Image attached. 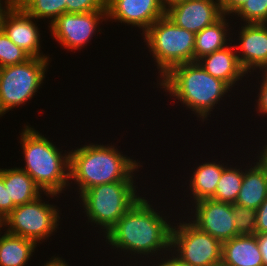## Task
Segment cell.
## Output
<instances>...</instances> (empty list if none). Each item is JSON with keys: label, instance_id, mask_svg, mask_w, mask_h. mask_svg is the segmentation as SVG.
<instances>
[{"label": "cell", "instance_id": "cell-40", "mask_svg": "<svg viewBox=\"0 0 267 266\" xmlns=\"http://www.w3.org/2000/svg\"><path fill=\"white\" fill-rule=\"evenodd\" d=\"M3 227V219L0 218V228ZM1 230V229H0Z\"/></svg>", "mask_w": 267, "mask_h": 266}, {"label": "cell", "instance_id": "cell-10", "mask_svg": "<svg viewBox=\"0 0 267 266\" xmlns=\"http://www.w3.org/2000/svg\"><path fill=\"white\" fill-rule=\"evenodd\" d=\"M106 11L64 13L50 23L53 37L67 49L78 50L88 42Z\"/></svg>", "mask_w": 267, "mask_h": 266}, {"label": "cell", "instance_id": "cell-13", "mask_svg": "<svg viewBox=\"0 0 267 266\" xmlns=\"http://www.w3.org/2000/svg\"><path fill=\"white\" fill-rule=\"evenodd\" d=\"M166 15L160 0H106V18L143 28V34Z\"/></svg>", "mask_w": 267, "mask_h": 266}, {"label": "cell", "instance_id": "cell-24", "mask_svg": "<svg viewBox=\"0 0 267 266\" xmlns=\"http://www.w3.org/2000/svg\"><path fill=\"white\" fill-rule=\"evenodd\" d=\"M18 5L36 20L50 17L51 23L66 13V0H22Z\"/></svg>", "mask_w": 267, "mask_h": 266}, {"label": "cell", "instance_id": "cell-33", "mask_svg": "<svg viewBox=\"0 0 267 266\" xmlns=\"http://www.w3.org/2000/svg\"><path fill=\"white\" fill-rule=\"evenodd\" d=\"M262 255L263 265L267 266V233L255 234Z\"/></svg>", "mask_w": 267, "mask_h": 266}, {"label": "cell", "instance_id": "cell-38", "mask_svg": "<svg viewBox=\"0 0 267 266\" xmlns=\"http://www.w3.org/2000/svg\"><path fill=\"white\" fill-rule=\"evenodd\" d=\"M183 1H185V0H160L161 4L165 10H167L171 6H173L177 3L183 2Z\"/></svg>", "mask_w": 267, "mask_h": 266}, {"label": "cell", "instance_id": "cell-35", "mask_svg": "<svg viewBox=\"0 0 267 266\" xmlns=\"http://www.w3.org/2000/svg\"><path fill=\"white\" fill-rule=\"evenodd\" d=\"M44 266H69V265L61 258L53 257L52 260L44 264Z\"/></svg>", "mask_w": 267, "mask_h": 266}, {"label": "cell", "instance_id": "cell-19", "mask_svg": "<svg viewBox=\"0 0 267 266\" xmlns=\"http://www.w3.org/2000/svg\"><path fill=\"white\" fill-rule=\"evenodd\" d=\"M3 181L15 206L35 200L42 191L31 176L20 168L3 169Z\"/></svg>", "mask_w": 267, "mask_h": 266}, {"label": "cell", "instance_id": "cell-28", "mask_svg": "<svg viewBox=\"0 0 267 266\" xmlns=\"http://www.w3.org/2000/svg\"><path fill=\"white\" fill-rule=\"evenodd\" d=\"M106 11V0H66V13Z\"/></svg>", "mask_w": 267, "mask_h": 266}, {"label": "cell", "instance_id": "cell-8", "mask_svg": "<svg viewBox=\"0 0 267 266\" xmlns=\"http://www.w3.org/2000/svg\"><path fill=\"white\" fill-rule=\"evenodd\" d=\"M41 196L35 200L16 206L4 219L6 232L34 241L46 239L56 230L60 219L55 206L41 202Z\"/></svg>", "mask_w": 267, "mask_h": 266}, {"label": "cell", "instance_id": "cell-17", "mask_svg": "<svg viewBox=\"0 0 267 266\" xmlns=\"http://www.w3.org/2000/svg\"><path fill=\"white\" fill-rule=\"evenodd\" d=\"M221 266H264L256 235H238L222 242Z\"/></svg>", "mask_w": 267, "mask_h": 266}, {"label": "cell", "instance_id": "cell-32", "mask_svg": "<svg viewBox=\"0 0 267 266\" xmlns=\"http://www.w3.org/2000/svg\"><path fill=\"white\" fill-rule=\"evenodd\" d=\"M265 77V78H264ZM263 83L261 85V90L259 91L258 99V110L264 115H267V75L264 73Z\"/></svg>", "mask_w": 267, "mask_h": 266}, {"label": "cell", "instance_id": "cell-30", "mask_svg": "<svg viewBox=\"0 0 267 266\" xmlns=\"http://www.w3.org/2000/svg\"><path fill=\"white\" fill-rule=\"evenodd\" d=\"M267 233V198L256 210V229L255 234Z\"/></svg>", "mask_w": 267, "mask_h": 266}, {"label": "cell", "instance_id": "cell-4", "mask_svg": "<svg viewBox=\"0 0 267 266\" xmlns=\"http://www.w3.org/2000/svg\"><path fill=\"white\" fill-rule=\"evenodd\" d=\"M26 166L20 168L49 196H56L68 186L70 155L62 156L59 149L34 128L26 126L21 133ZM68 183V184H67Z\"/></svg>", "mask_w": 267, "mask_h": 266}, {"label": "cell", "instance_id": "cell-11", "mask_svg": "<svg viewBox=\"0 0 267 266\" xmlns=\"http://www.w3.org/2000/svg\"><path fill=\"white\" fill-rule=\"evenodd\" d=\"M195 203L196 219L192 222L201 231L210 234L221 242L238 236L232 204L212 199H202Z\"/></svg>", "mask_w": 267, "mask_h": 266}, {"label": "cell", "instance_id": "cell-3", "mask_svg": "<svg viewBox=\"0 0 267 266\" xmlns=\"http://www.w3.org/2000/svg\"><path fill=\"white\" fill-rule=\"evenodd\" d=\"M161 78L160 85L198 117L200 115L203 121L230 89L225 82L207 73L198 62L176 65Z\"/></svg>", "mask_w": 267, "mask_h": 266}, {"label": "cell", "instance_id": "cell-37", "mask_svg": "<svg viewBox=\"0 0 267 266\" xmlns=\"http://www.w3.org/2000/svg\"><path fill=\"white\" fill-rule=\"evenodd\" d=\"M5 2V7H2L1 0H0V23L1 20L3 19L4 14L8 11L9 8L14 4L13 0H6ZM7 10H6V9Z\"/></svg>", "mask_w": 267, "mask_h": 266}, {"label": "cell", "instance_id": "cell-23", "mask_svg": "<svg viewBox=\"0 0 267 266\" xmlns=\"http://www.w3.org/2000/svg\"><path fill=\"white\" fill-rule=\"evenodd\" d=\"M244 172L225 166L217 184L215 194L210 198L215 201L234 204L241 189Z\"/></svg>", "mask_w": 267, "mask_h": 266}, {"label": "cell", "instance_id": "cell-5", "mask_svg": "<svg viewBox=\"0 0 267 266\" xmlns=\"http://www.w3.org/2000/svg\"><path fill=\"white\" fill-rule=\"evenodd\" d=\"M144 36L161 77L176 65L194 62L195 34L177 26L166 15L156 20Z\"/></svg>", "mask_w": 267, "mask_h": 266}, {"label": "cell", "instance_id": "cell-15", "mask_svg": "<svg viewBox=\"0 0 267 266\" xmlns=\"http://www.w3.org/2000/svg\"><path fill=\"white\" fill-rule=\"evenodd\" d=\"M237 54L242 68L248 73L251 69L267 68V24H246L241 27ZM241 55V56H240ZM256 67V68H255Z\"/></svg>", "mask_w": 267, "mask_h": 266}, {"label": "cell", "instance_id": "cell-20", "mask_svg": "<svg viewBox=\"0 0 267 266\" xmlns=\"http://www.w3.org/2000/svg\"><path fill=\"white\" fill-rule=\"evenodd\" d=\"M223 14L216 22L195 34L194 62L227 46V24Z\"/></svg>", "mask_w": 267, "mask_h": 266}, {"label": "cell", "instance_id": "cell-27", "mask_svg": "<svg viewBox=\"0 0 267 266\" xmlns=\"http://www.w3.org/2000/svg\"><path fill=\"white\" fill-rule=\"evenodd\" d=\"M236 13L246 24H266L267 0H248Z\"/></svg>", "mask_w": 267, "mask_h": 266}, {"label": "cell", "instance_id": "cell-14", "mask_svg": "<svg viewBox=\"0 0 267 266\" xmlns=\"http://www.w3.org/2000/svg\"><path fill=\"white\" fill-rule=\"evenodd\" d=\"M33 19L19 5L13 4L4 14L0 28L30 57L48 58L40 53V34Z\"/></svg>", "mask_w": 267, "mask_h": 266}, {"label": "cell", "instance_id": "cell-29", "mask_svg": "<svg viewBox=\"0 0 267 266\" xmlns=\"http://www.w3.org/2000/svg\"><path fill=\"white\" fill-rule=\"evenodd\" d=\"M15 207L3 181V169H0V218L4 219Z\"/></svg>", "mask_w": 267, "mask_h": 266}, {"label": "cell", "instance_id": "cell-31", "mask_svg": "<svg viewBox=\"0 0 267 266\" xmlns=\"http://www.w3.org/2000/svg\"><path fill=\"white\" fill-rule=\"evenodd\" d=\"M248 0H220V7L222 14L229 15L235 13L244 5Z\"/></svg>", "mask_w": 267, "mask_h": 266}, {"label": "cell", "instance_id": "cell-6", "mask_svg": "<svg viewBox=\"0 0 267 266\" xmlns=\"http://www.w3.org/2000/svg\"><path fill=\"white\" fill-rule=\"evenodd\" d=\"M133 177L131 175L126 181L96 185L81 195L88 219L103 226L106 234L140 199L136 195Z\"/></svg>", "mask_w": 267, "mask_h": 266}, {"label": "cell", "instance_id": "cell-2", "mask_svg": "<svg viewBox=\"0 0 267 266\" xmlns=\"http://www.w3.org/2000/svg\"><path fill=\"white\" fill-rule=\"evenodd\" d=\"M72 151L69 179L77 182L80 196L96 185L126 181L140 166L113 146L89 144Z\"/></svg>", "mask_w": 267, "mask_h": 266}, {"label": "cell", "instance_id": "cell-22", "mask_svg": "<svg viewBox=\"0 0 267 266\" xmlns=\"http://www.w3.org/2000/svg\"><path fill=\"white\" fill-rule=\"evenodd\" d=\"M224 164L214 162L204 163L198 166L190 178V190L193 192L195 202L202 199H210L216 191L217 184L224 170Z\"/></svg>", "mask_w": 267, "mask_h": 266}, {"label": "cell", "instance_id": "cell-12", "mask_svg": "<svg viewBox=\"0 0 267 266\" xmlns=\"http://www.w3.org/2000/svg\"><path fill=\"white\" fill-rule=\"evenodd\" d=\"M220 0H185L166 10L177 26L197 34L221 16Z\"/></svg>", "mask_w": 267, "mask_h": 266}, {"label": "cell", "instance_id": "cell-36", "mask_svg": "<svg viewBox=\"0 0 267 266\" xmlns=\"http://www.w3.org/2000/svg\"><path fill=\"white\" fill-rule=\"evenodd\" d=\"M265 148L263 150H261L262 152H260V156H259V163L266 169L267 172V145L264 146Z\"/></svg>", "mask_w": 267, "mask_h": 266}, {"label": "cell", "instance_id": "cell-18", "mask_svg": "<svg viewBox=\"0 0 267 266\" xmlns=\"http://www.w3.org/2000/svg\"><path fill=\"white\" fill-rule=\"evenodd\" d=\"M267 198V172L257 161L247 171L245 170L241 189L236 199V204L258 209Z\"/></svg>", "mask_w": 267, "mask_h": 266}, {"label": "cell", "instance_id": "cell-7", "mask_svg": "<svg viewBox=\"0 0 267 266\" xmlns=\"http://www.w3.org/2000/svg\"><path fill=\"white\" fill-rule=\"evenodd\" d=\"M48 58L30 57L23 63L0 68V113L33 98L43 79Z\"/></svg>", "mask_w": 267, "mask_h": 266}, {"label": "cell", "instance_id": "cell-9", "mask_svg": "<svg viewBox=\"0 0 267 266\" xmlns=\"http://www.w3.org/2000/svg\"><path fill=\"white\" fill-rule=\"evenodd\" d=\"M172 227L171 248H178L177 256L194 266H220L222 242L201 231L192 222Z\"/></svg>", "mask_w": 267, "mask_h": 266}, {"label": "cell", "instance_id": "cell-21", "mask_svg": "<svg viewBox=\"0 0 267 266\" xmlns=\"http://www.w3.org/2000/svg\"><path fill=\"white\" fill-rule=\"evenodd\" d=\"M36 246L34 241L5 232L0 237V266H25Z\"/></svg>", "mask_w": 267, "mask_h": 266}, {"label": "cell", "instance_id": "cell-25", "mask_svg": "<svg viewBox=\"0 0 267 266\" xmlns=\"http://www.w3.org/2000/svg\"><path fill=\"white\" fill-rule=\"evenodd\" d=\"M30 56L0 28V68L20 64L28 60Z\"/></svg>", "mask_w": 267, "mask_h": 266}, {"label": "cell", "instance_id": "cell-26", "mask_svg": "<svg viewBox=\"0 0 267 266\" xmlns=\"http://www.w3.org/2000/svg\"><path fill=\"white\" fill-rule=\"evenodd\" d=\"M235 229L238 235H254L256 229V209L232 204Z\"/></svg>", "mask_w": 267, "mask_h": 266}, {"label": "cell", "instance_id": "cell-39", "mask_svg": "<svg viewBox=\"0 0 267 266\" xmlns=\"http://www.w3.org/2000/svg\"><path fill=\"white\" fill-rule=\"evenodd\" d=\"M21 1H22V0H13V3H14L15 5H18Z\"/></svg>", "mask_w": 267, "mask_h": 266}, {"label": "cell", "instance_id": "cell-34", "mask_svg": "<svg viewBox=\"0 0 267 266\" xmlns=\"http://www.w3.org/2000/svg\"><path fill=\"white\" fill-rule=\"evenodd\" d=\"M172 257H170V259H167V261L165 260L164 262L162 261V263L160 264L158 263V266H194L192 264L182 261L178 256Z\"/></svg>", "mask_w": 267, "mask_h": 266}, {"label": "cell", "instance_id": "cell-16", "mask_svg": "<svg viewBox=\"0 0 267 266\" xmlns=\"http://www.w3.org/2000/svg\"><path fill=\"white\" fill-rule=\"evenodd\" d=\"M234 48L226 46L225 48L208 54L197 61L203 69L214 78L225 82L230 88L233 87L240 77L246 74L239 63L237 51ZM202 60V61H201Z\"/></svg>", "mask_w": 267, "mask_h": 266}, {"label": "cell", "instance_id": "cell-1", "mask_svg": "<svg viewBox=\"0 0 267 266\" xmlns=\"http://www.w3.org/2000/svg\"><path fill=\"white\" fill-rule=\"evenodd\" d=\"M151 206L141 197L105 234L108 244L134 255L171 249L172 226Z\"/></svg>", "mask_w": 267, "mask_h": 266}]
</instances>
